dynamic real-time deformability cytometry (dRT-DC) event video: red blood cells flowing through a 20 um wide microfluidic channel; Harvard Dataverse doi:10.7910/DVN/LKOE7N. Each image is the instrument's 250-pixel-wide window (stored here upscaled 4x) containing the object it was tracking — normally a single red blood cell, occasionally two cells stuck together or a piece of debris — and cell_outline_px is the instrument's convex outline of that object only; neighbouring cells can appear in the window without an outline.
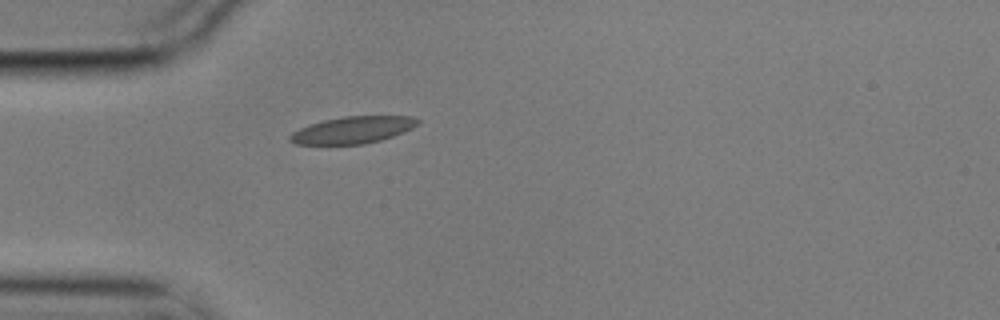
{"species": "common noctule bat (a hibernating species)", "species_latin": "Nyctalus noctula", "temperature_condition": "cold", "stored_images_in_passage": 1, "camera_frame_rate_fps": 3000, "um_per_image_px": 0.085, "animal": {"sex": "male", "body_mass_g": 17.9}, "frame": {"image": 1, "passage_image": 1, "time_ms": 0.0, "image_size_px": [1000, 320], "cell_outline_px": [[420, 120], [412, 128], [392, 136], [380, 140], [364, 144], [296, 144], [288, 140], [288, 136], [292, 132], [308, 124], [324, 120], [344, 116], [412, 116]], "centroid_in_image_um": [29.94, 11.04], "position_along_channel_um": 55.1, "area_um2": 19.94}}